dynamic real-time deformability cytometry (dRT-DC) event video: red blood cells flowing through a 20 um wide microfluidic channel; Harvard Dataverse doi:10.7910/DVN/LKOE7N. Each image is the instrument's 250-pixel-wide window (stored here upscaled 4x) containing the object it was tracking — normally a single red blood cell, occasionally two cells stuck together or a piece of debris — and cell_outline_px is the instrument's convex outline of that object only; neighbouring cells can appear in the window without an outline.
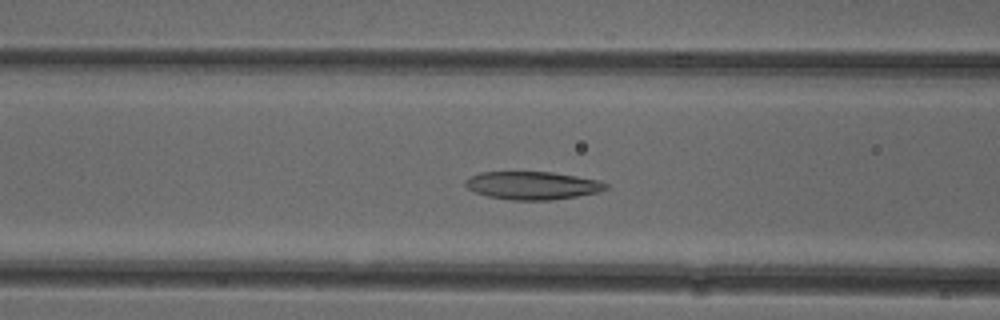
{"species": "common noctule bat (a hibernating species)", "species_latin": "Nyctalus noctula", "temperature_condition": "cold", "stored_images_in_passage": 45, "camera_frame_rate_fps": 3000, "um_per_image_px": 0.085, "animal": {"sex": "female"}, "frame": {"image": 1, "passage_image": 13, "time_ms": 4.0, "image_size_px": [1000, 320], "cell_outline_px": [[608, 188], [600, 192], [552, 200], [512, 200], [488, 196], [476, 192], [468, 188], [464, 184], [464, 180], [480, 172], [552, 172], [600, 180], [608, 184]], "centroid_in_image_um": [45.29, 15.76], "position_along_channel_um": 121.3, "area_um2": 22.89}}
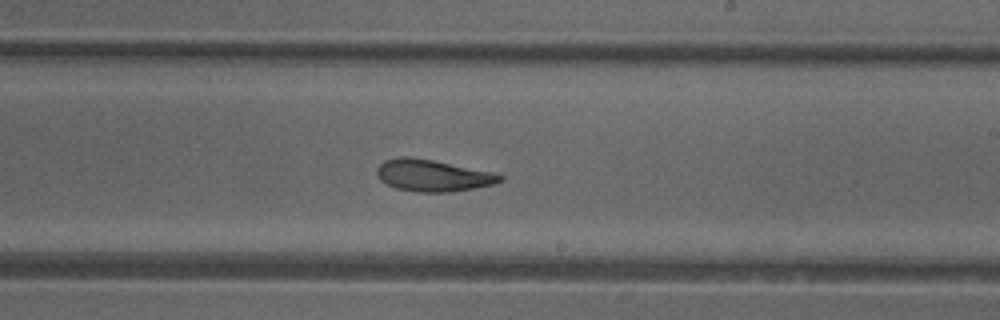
{"frame": {"image": 2, "passage_image": 23, "time_ms": 7.333, "image_size_px": [1000, 320], "cell_outline_px": [[504, 180], [492, 184], [472, 188], [448, 192], [420, 192], [396, 188], [380, 180], [376, 172], [376, 168], [384, 160], [400, 156], [408, 156], [432, 160], [492, 172], [504, 176]], "centroid_in_image_um": [36.75, 14.91], "position_along_channel_um": 252.3, "area_um2": 22.54}}
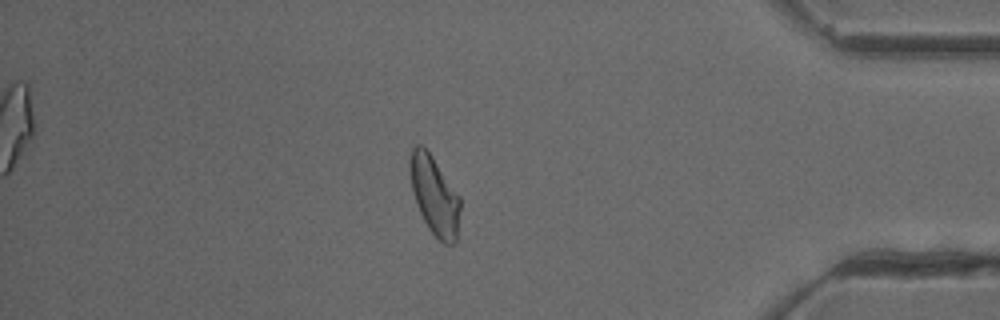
{"frame": {"image": 3, "passage_image": 37, "time_ms": 12.0, "image_size_px": [1000, 320], "cell_outline_px": [[460, 208], [456, 240], [452, 244], [444, 244], [428, 228], [416, 204], [412, 192], [408, 168], [408, 160], [412, 148], [416, 144], [420, 144], [432, 156], [460, 196]], "centroid_in_image_um": [36.9, 16.59], "position_along_channel_um": 398.3, "area_um2": 23.06}}